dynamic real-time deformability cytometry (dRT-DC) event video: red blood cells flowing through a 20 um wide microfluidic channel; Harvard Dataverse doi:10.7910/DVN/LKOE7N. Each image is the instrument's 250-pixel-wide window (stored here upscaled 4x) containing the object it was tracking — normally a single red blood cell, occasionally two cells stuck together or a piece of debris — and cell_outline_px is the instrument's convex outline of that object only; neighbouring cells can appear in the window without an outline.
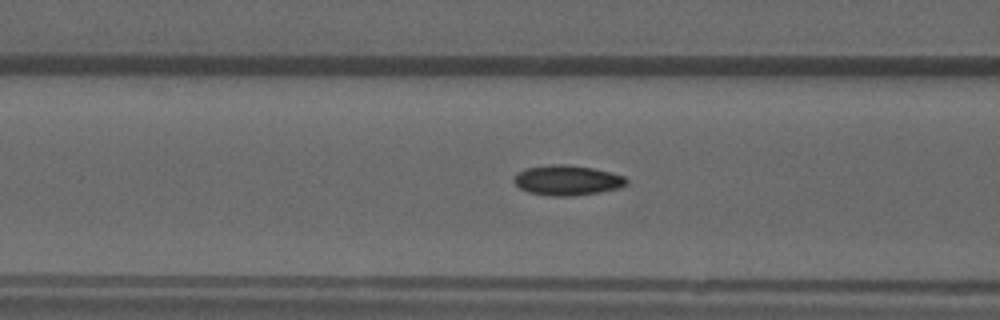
{"species": "common noctule bat (a hibernating species)", "species_latin": "Nyctalus noctula", "temperature_condition": "warm", "stored_images_in_passage": 52, "camera_frame_rate_fps": 3000, "um_per_image_px": 0.085, "animal": {"sex": "male", "forearm_length_mm": 52.5}, "frame": {"image": 1, "passage_image": 20, "time_ms": 6.333, "image_size_px": [1000, 320], "cell_outline_px": [[628, 184], [620, 188], [572, 196], [548, 196], [528, 192], [520, 188], [512, 180], [524, 168], [556, 164], [564, 164], [592, 168], [612, 172], [624, 176], [628, 180]], "centroid_in_image_um": [48.23, 15.32], "position_along_channel_um": 118.4, "area_um2": 19.65}}
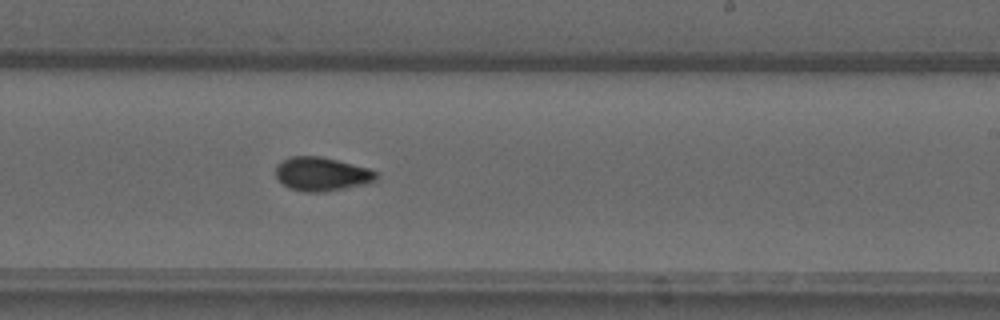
{"frame": {"image": 2, "passage_image": 31, "time_ms": 10.0, "image_size_px": [1000, 320], "cell_outline_px": [[376, 180], [368, 184], [320, 192], [304, 192], [292, 188], [284, 184], [276, 176], [276, 168], [284, 160], [292, 156], [320, 156], [368, 168], [376, 172]], "centroid_in_image_um": [27.37, 14.8], "position_along_channel_um": 261.6, "area_um2": 19.36}}
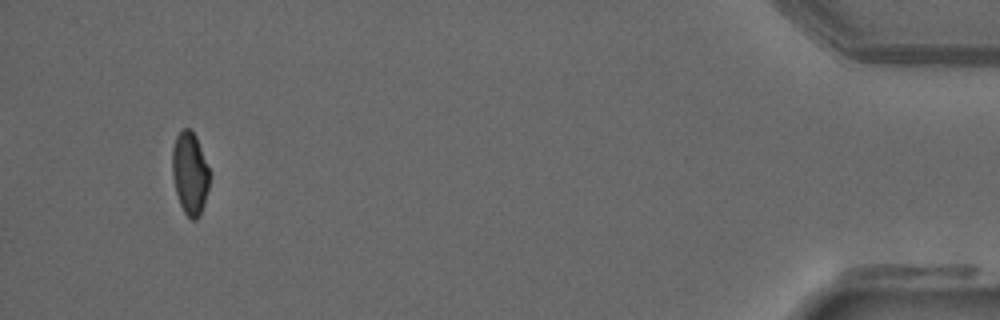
{"frame": {"image": 3, "passage_image": 49, "time_ms": 16.0, "image_size_px": [1000, 320], "cell_outline_px": [[208, 188], [204, 204], [200, 216], [196, 220], [192, 220], [184, 212], [180, 204], [176, 192], [172, 176], [172, 148], [176, 136], [184, 128], [188, 128], [196, 136], [208, 168]], "centroid_in_image_um": [16.12, 14.74], "position_along_channel_um": 419.1, "area_um2": 17.69}, "authors_computed_cell_mechanics": {"area_um2": 18.5538, "velocity_mm_per_s": 3.9237, "shape_relaxation_time_tau1_ms": null, "shape_relaxation_time_tau2_ms": 1.4483, "deformation_change_tau1": null, "deformation_change_tau2": 0.054}}